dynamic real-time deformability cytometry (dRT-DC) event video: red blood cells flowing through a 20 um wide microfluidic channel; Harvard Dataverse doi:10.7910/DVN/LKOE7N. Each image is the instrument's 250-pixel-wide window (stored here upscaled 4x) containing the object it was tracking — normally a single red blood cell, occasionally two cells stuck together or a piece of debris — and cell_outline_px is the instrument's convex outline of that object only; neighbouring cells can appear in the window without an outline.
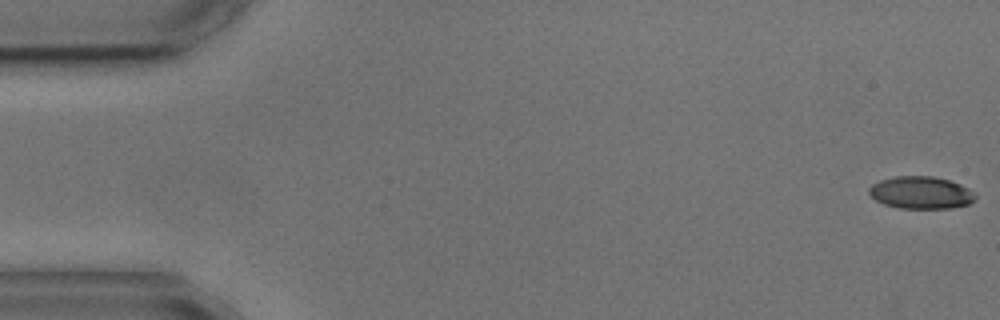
{"species": "common noctule bat (a hibernating species)", "species_latin": "Nyctalus noctula", "temperature_condition": "cold", "stored_images_in_passage": 4, "camera_frame_rate_fps": 3000, "um_per_image_px": 0.085, "animal": {"sex": "male", "body_mass_g": 17.9, "forearm_length_mm": 54.2}, "frame": {"image": 1, "passage_image": 1, "time_ms": 0.0, "image_size_px": [1000, 320], "cell_outline_px": [[976, 200], [968, 204], [952, 208], [900, 208], [884, 204], [876, 200], [868, 192], [868, 188], [872, 184], [880, 180], [896, 176], [932, 176], [948, 180], [960, 184], [968, 188], [976, 196]], "centroid_in_image_um": [78.27, 16.37], "position_along_channel_um": 6.7, "area_um2": 20.0}}